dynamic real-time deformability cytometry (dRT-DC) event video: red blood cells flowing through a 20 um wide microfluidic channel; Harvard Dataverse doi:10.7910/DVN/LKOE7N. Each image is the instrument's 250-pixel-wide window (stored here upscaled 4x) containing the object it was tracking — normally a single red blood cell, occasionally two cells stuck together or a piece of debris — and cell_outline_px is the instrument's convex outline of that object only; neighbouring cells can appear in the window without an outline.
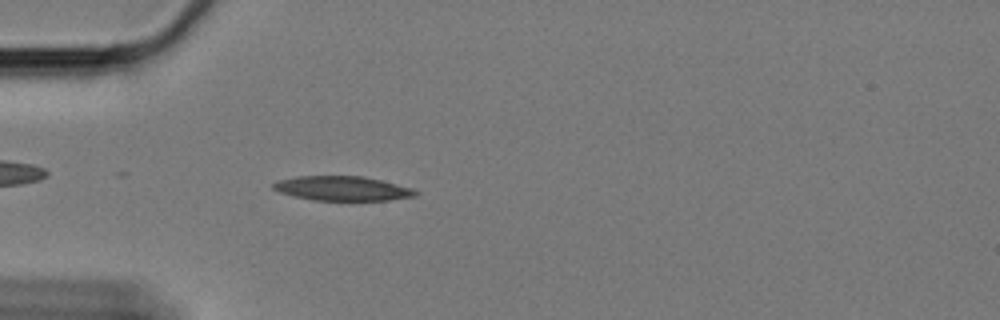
{"species": "Egyptian fruit bat (a non-hibernating species)", "species_latin": "Rousettus aegyptiacus", "temperature_condition": "cold", "stored_images_in_passage": 43, "camera_frame_rate_fps": 3000, "um_per_image_px": 0.085, "animal": {"sex": "female"}, "frame": {"image": 1, "passage_image": 7, "time_ms": 2.0, "image_size_px": [1000, 320], "cell_outline_px": [[420, 192], [416, 196], [388, 200], [312, 200], [292, 196], [280, 192], [272, 188], [272, 184], [280, 180], [296, 176], [364, 176], [412, 188]], "centroid_in_image_um": [29.1, 16.02], "position_along_channel_um": 55.9, "area_um2": 20.23}}
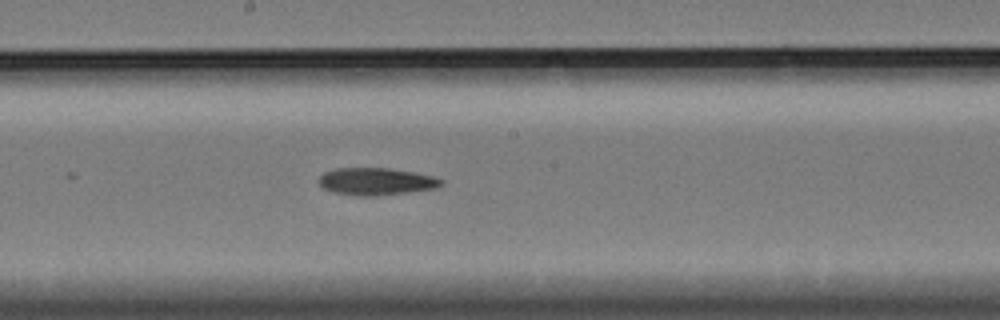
{"frame": {"image": 2, "passage_image": 22, "time_ms": 7.0, "image_size_px": [1000, 320], "cell_outline_px": [[444, 184], [436, 188], [408, 192], [372, 196], [356, 196], [332, 192], [320, 188], [316, 180], [324, 172], [336, 168], [388, 168], [412, 172], [432, 176], [444, 180]], "centroid_in_image_um": [31.9, 15.43], "position_along_channel_um": 216.3, "area_um2": 19.65}}
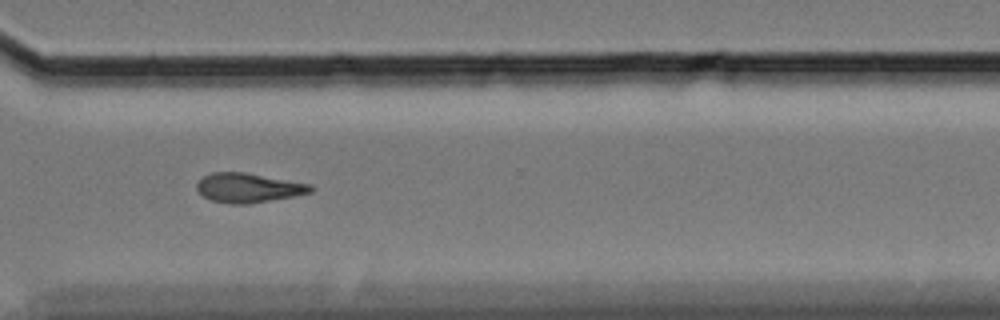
{"frame": {"image": 3, "passage_image": 34, "time_ms": 11.0, "image_size_px": [1000, 320], "cell_outline_px": [[316, 188], [312, 192], [292, 196], [248, 204], [232, 204], [212, 200], [204, 196], [196, 188], [196, 184], [204, 176], [212, 172], [244, 172], [312, 184]], "centroid_in_image_um": [21.14, 15.95], "position_along_channel_um": 349.5, "area_um2": 19.36}, "authors_computed_cell_mechanics": {"area_um2": 19.363, "velocity_mm_per_s": 3.3356, "shape_relaxation_time_tau1_ms": null, "shape_relaxation_time_tau2_ms": 9.2574, "deformation_change_tau1": null, "deformation_change_tau2": 0.2075}}